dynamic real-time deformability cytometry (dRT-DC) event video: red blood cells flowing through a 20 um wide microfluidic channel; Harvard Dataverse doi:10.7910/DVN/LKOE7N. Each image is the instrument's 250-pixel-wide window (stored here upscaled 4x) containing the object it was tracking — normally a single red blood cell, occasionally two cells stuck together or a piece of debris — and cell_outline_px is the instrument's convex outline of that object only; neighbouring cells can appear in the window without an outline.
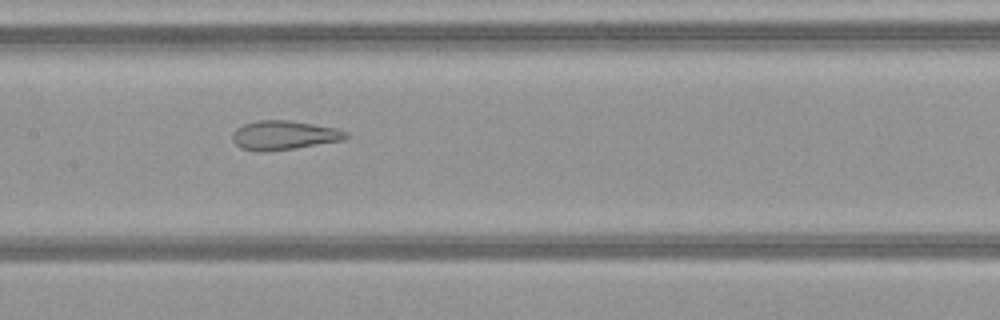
{"species": "common noctule bat (a hibernating species)", "species_latin": "Nyctalus noctula", "temperature_condition": "warm", "stored_images_in_passage": 51, "camera_frame_rate_fps": 3000, "um_per_image_px": 0.085, "animal": {"sex": "female", "body_mass_g": 21.9}, "frame": {"image": 1, "passage_image": 26, "time_ms": 8.333, "image_size_px": [1000, 320], "cell_outline_px": [[348, 136], [344, 140], [296, 148], [264, 152], [240, 148], [232, 140], [232, 132], [236, 128], [244, 124], [260, 120], [288, 120], [336, 128], [348, 132]], "centroid_in_image_um": [24.12, 11.5], "position_along_channel_um": 183.3, "area_um2": 19.25}}
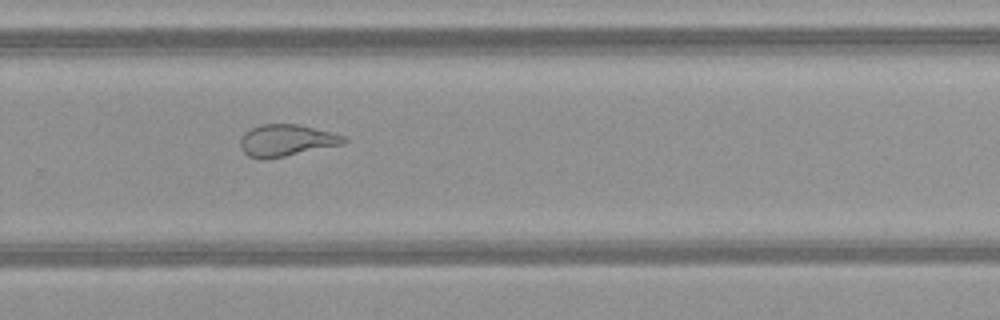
{"frame": {"image": 2, "passage_image": 35, "time_ms": 11.333, "image_size_px": [1000, 320], "cell_outline_px": [[348, 140], [344, 144], [264, 160], [260, 160], [248, 156], [240, 148], [240, 140], [244, 132], [260, 124], [300, 124], [332, 132], [344, 136]], "centroid_in_image_um": [24.33, 11.93], "position_along_channel_um": 305.5, "area_um2": 19.31}}
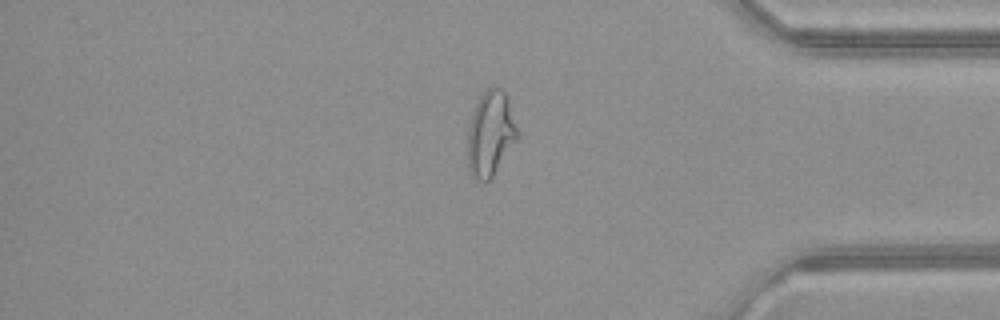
{"frame": {"image": 3, "passage_image": 43, "time_ms": 14.0, "image_size_px": [1000, 320], "cell_outline_px": [[520, 136], [492, 176], [484, 184], [472, 176], [468, 172], [468, 124], [472, 112], [480, 96], [488, 88], [500, 88], [508, 96]], "centroid_in_image_um": [41.69, 11.37], "position_along_channel_um": 393.5, "area_um2": 24.85}, "authors_computed_cell_mechanics": {"area_um2": 25.3742, "velocity_mm_per_s": 4.0948, "shape_relaxation_time_tau1_ms": null, "shape_relaxation_time_tau2_ms": 1.3151, "deformation_change_tau1": null, "deformation_change_tau2": 0.107}}